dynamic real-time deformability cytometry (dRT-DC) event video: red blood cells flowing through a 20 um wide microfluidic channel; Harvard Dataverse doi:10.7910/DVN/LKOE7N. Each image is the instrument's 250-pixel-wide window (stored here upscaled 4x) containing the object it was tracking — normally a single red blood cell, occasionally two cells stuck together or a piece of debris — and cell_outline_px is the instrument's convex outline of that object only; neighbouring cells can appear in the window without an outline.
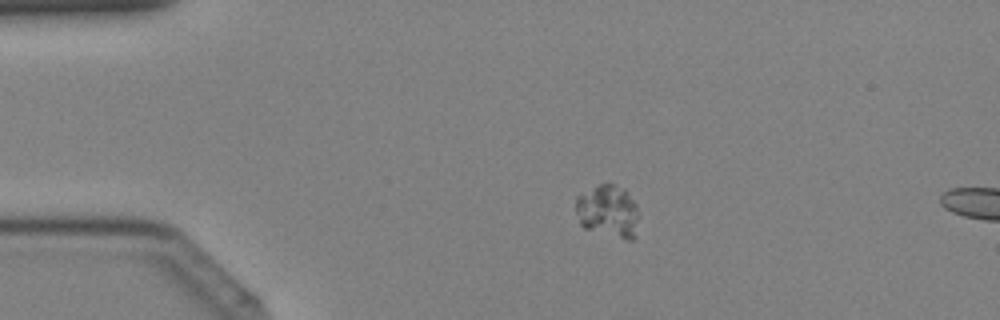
{"species": "Egyptian fruit bat (a non-hibernating species)", "species_latin": "Rousettus aegyptiacus", "temperature_condition": "cold", "stored_images_in_passage": 4, "camera_frame_rate_fps": 3000, "um_per_image_px": 0.085, "animal": {"sex": "female"}, "frame": {"image": 1, "passage_image": 3, "time_ms": 0.667, "image_size_px": [1000, 320], "cell_outline_px": [[636, 236], [632, 240], [628, 240], [584, 228], [580, 224], [576, 212], [576, 196], [600, 184], [612, 184], [624, 188], [636, 204]], "centroid_in_image_um": [51.66, 17.95], "position_along_channel_um": 33.3, "area_um2": 19.02}}